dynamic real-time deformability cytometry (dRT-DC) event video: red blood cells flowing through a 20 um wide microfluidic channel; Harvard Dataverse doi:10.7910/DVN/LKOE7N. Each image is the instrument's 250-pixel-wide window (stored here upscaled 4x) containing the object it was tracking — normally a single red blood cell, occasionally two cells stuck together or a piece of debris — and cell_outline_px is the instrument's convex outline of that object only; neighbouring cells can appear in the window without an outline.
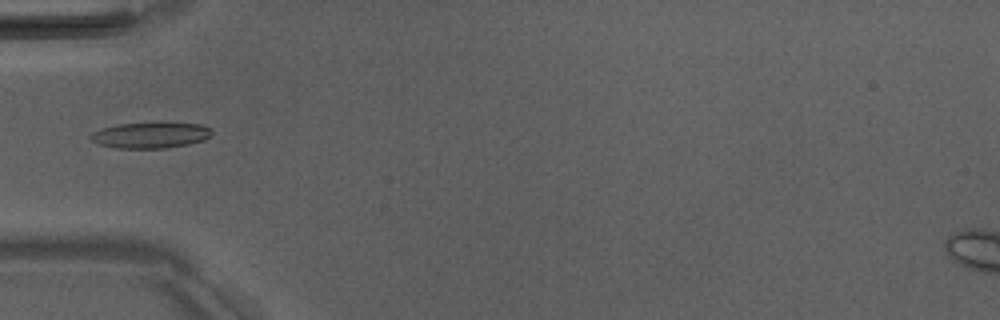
{"species": "Egyptian fruit bat (a non-hibernating species)", "species_latin": "Rousettus aegyptiacus", "temperature_condition": "room temperature", "stored_images_in_passage": 3, "camera_frame_rate_fps": 3000, "um_per_image_px": 0.085, "animal": {"sex": "male"}, "frame": {"image": 1, "passage_image": 2, "time_ms": 1.333, "image_size_px": [1000, 320], "cell_outline_px": [[212, 132], [204, 140], [188, 144], [164, 148], [116, 148], [96, 144], [88, 136], [92, 132], [100, 128], [120, 124], [204, 124], [212, 128]], "centroid_in_image_um": [12.75, 11.51], "position_along_channel_um": 72.3, "area_um2": 17.98}}